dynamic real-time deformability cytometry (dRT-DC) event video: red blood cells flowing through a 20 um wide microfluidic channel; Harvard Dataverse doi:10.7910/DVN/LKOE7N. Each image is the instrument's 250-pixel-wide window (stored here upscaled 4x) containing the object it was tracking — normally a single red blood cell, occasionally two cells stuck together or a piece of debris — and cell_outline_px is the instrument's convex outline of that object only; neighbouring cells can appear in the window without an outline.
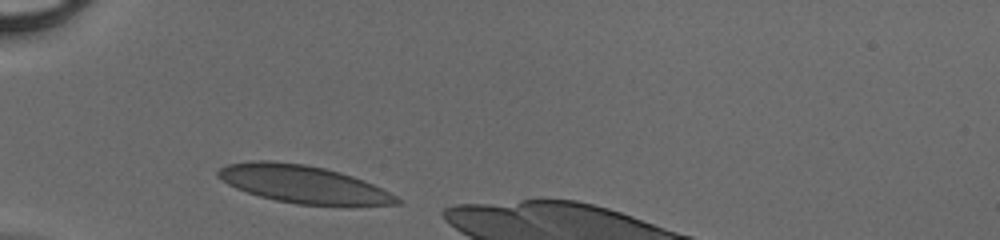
{"species": "human", "species_latin": "Homo sapiens", "temperature_condition": "cold", "stored_images_in_passage": 26, "camera_frame_rate_fps": 3000, "um_per_image_px": 0.085, "donor": {"sex": "male"}, "frame": {"image": 1, "passage_image": 1, "time_ms": 0.0, "image_size_px": [1000, 240], "cell_outline_px": [[400, 204], [296, 204], [276, 200], [260, 196], [236, 188], [228, 184], [216, 176], [216, 172], [220, 168], [228, 164], [256, 160], [268, 160], [304, 164], [324, 168], [340, 172], [364, 180], [396, 196], [400, 200]], "centroid_in_image_um": [25.69, 15.63], "position_along_channel_um": 59.3, "area_um2": 38.38}}
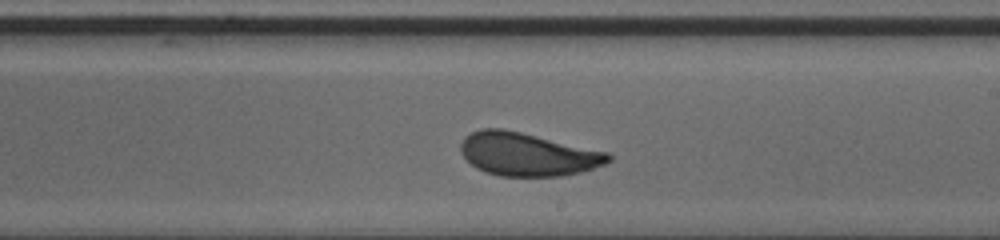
{"frame": {"image": 2, "passage_image": 15, "time_ms": 4.667, "image_size_px": [1000, 240], "cell_outline_px": [[612, 160], [604, 164], [580, 172], [560, 176], [500, 176], [476, 168], [460, 152], [460, 144], [464, 136], [480, 128], [504, 128], [608, 152], [612, 156]], "centroid_in_image_um": [44.82, 13.1], "position_along_channel_um": 244.2, "area_um2": 37.11}}
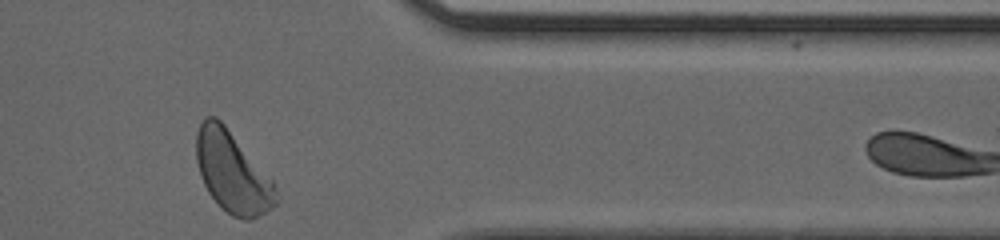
{"frame": {"image": 3, "passage_image": 26, "time_ms": 8.333, "image_size_px": [1000, 240], "cell_outline_px": [[280, 200], [272, 208], [248, 220], [244, 220], [232, 216], [208, 192], [200, 176], [196, 160], [196, 132], [204, 116], [216, 116], [224, 124], [272, 180], [276, 188]], "centroid_in_image_um": [19.74, 14.62], "position_along_channel_um": 391.7, "area_um2": 37.22}}